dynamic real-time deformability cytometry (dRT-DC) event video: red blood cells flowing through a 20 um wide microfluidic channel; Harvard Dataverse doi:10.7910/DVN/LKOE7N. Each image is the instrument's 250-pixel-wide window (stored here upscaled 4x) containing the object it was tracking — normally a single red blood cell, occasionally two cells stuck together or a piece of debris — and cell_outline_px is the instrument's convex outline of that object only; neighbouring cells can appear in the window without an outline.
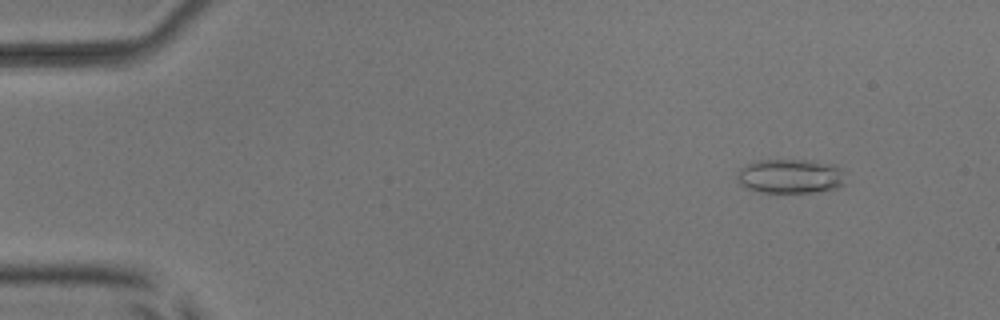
{"species": "common noctule bat (a hibernating species)", "species_latin": "Nyctalus noctula", "temperature_condition": "room temperature", "stored_images_in_passage": 53, "camera_frame_rate_fps": 3000, "um_per_image_px": 0.085, "animal": {"sex": "male", "body_mass_g": 17.9, "forearm_length_mm": 54.2}, "frame": {"image": 1, "passage_image": 5, "time_ms": 1.333, "image_size_px": [1000, 320], "cell_outline_px": [[844, 184], [836, 188], [812, 192], [760, 192], [748, 188], [740, 184], [736, 180], [736, 176], [740, 168], [756, 160], [816, 160], [836, 164], [840, 168]], "centroid_in_image_um": [67.16, 14.96], "position_along_channel_um": 17.8, "area_um2": 21.73}}
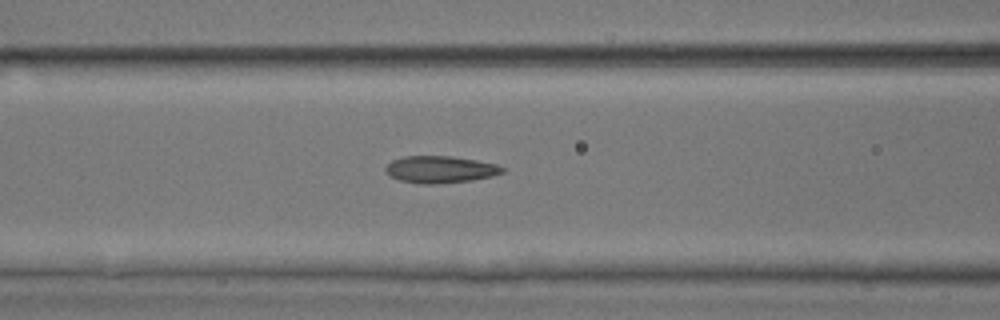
{"frame": {"image": 2, "passage_image": 22, "time_ms": 7.0, "image_size_px": [1000, 320], "cell_outline_px": [[504, 172], [492, 176], [472, 180], [436, 184], [424, 184], [400, 180], [384, 172], [384, 168], [392, 160], [404, 156], [452, 156], [476, 160], [496, 164], [504, 168]], "centroid_in_image_um": [37.41, 14.4], "position_along_channel_um": 129.2, "area_um2": 18.32}}
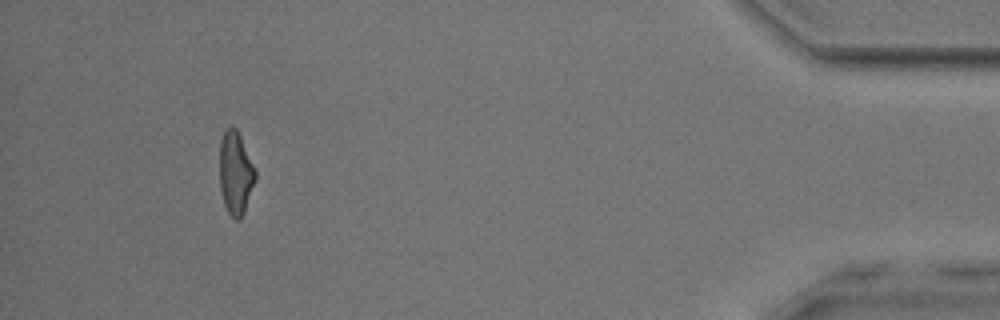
{"frame": {"image": 3, "passage_image": 49, "time_ms": 16.0, "image_size_px": [1000, 320], "cell_outline_px": [[256, 180], [244, 212], [240, 220], [236, 220], [228, 212], [224, 204], [220, 188], [220, 140], [224, 132], [232, 124], [236, 128], [240, 136], [256, 172]], "centroid_in_image_um": [20.02, 14.72], "position_along_channel_um": 415.2, "area_um2": 17.17}, "authors_computed_cell_mechanics": {"area_um2": 18.3226, "velocity_mm_per_s": 3.8978, "shape_relaxation_time_tau1_ms": 7.1159, "shape_relaxation_time_tau2_ms": 2.0751, "deformation_change_tau1": 0.2137, "deformation_change_tau2": 0.1151}}